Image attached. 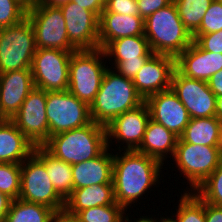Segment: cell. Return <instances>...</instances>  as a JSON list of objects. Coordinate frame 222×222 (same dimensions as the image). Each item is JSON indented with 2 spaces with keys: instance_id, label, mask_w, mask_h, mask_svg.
<instances>
[{
  "instance_id": "1",
  "label": "cell",
  "mask_w": 222,
  "mask_h": 222,
  "mask_svg": "<svg viewBox=\"0 0 222 222\" xmlns=\"http://www.w3.org/2000/svg\"><path fill=\"white\" fill-rule=\"evenodd\" d=\"M113 152L116 153L113 158L112 176L115 202L128 211L134 203H141L139 201L144 198L146 192H151L152 187L161 183L162 179L159 178H162L160 174L163 164L136 150Z\"/></svg>"
},
{
  "instance_id": "2",
  "label": "cell",
  "mask_w": 222,
  "mask_h": 222,
  "mask_svg": "<svg viewBox=\"0 0 222 222\" xmlns=\"http://www.w3.org/2000/svg\"><path fill=\"white\" fill-rule=\"evenodd\" d=\"M144 102L132 79L118 74L112 68H107L100 89L90 105V117L93 122L106 127L117 116Z\"/></svg>"
},
{
  "instance_id": "3",
  "label": "cell",
  "mask_w": 222,
  "mask_h": 222,
  "mask_svg": "<svg viewBox=\"0 0 222 222\" xmlns=\"http://www.w3.org/2000/svg\"><path fill=\"white\" fill-rule=\"evenodd\" d=\"M43 147L70 165L99 156L107 148L106 127L89 124L50 136Z\"/></svg>"
},
{
  "instance_id": "4",
  "label": "cell",
  "mask_w": 222,
  "mask_h": 222,
  "mask_svg": "<svg viewBox=\"0 0 222 222\" xmlns=\"http://www.w3.org/2000/svg\"><path fill=\"white\" fill-rule=\"evenodd\" d=\"M144 35L154 54L176 58L193 42V37L182 23L172 1L144 19Z\"/></svg>"
},
{
  "instance_id": "5",
  "label": "cell",
  "mask_w": 222,
  "mask_h": 222,
  "mask_svg": "<svg viewBox=\"0 0 222 222\" xmlns=\"http://www.w3.org/2000/svg\"><path fill=\"white\" fill-rule=\"evenodd\" d=\"M106 63L107 58L101 48L74 51L69 63L68 91L90 106L109 67Z\"/></svg>"
},
{
  "instance_id": "6",
  "label": "cell",
  "mask_w": 222,
  "mask_h": 222,
  "mask_svg": "<svg viewBox=\"0 0 222 222\" xmlns=\"http://www.w3.org/2000/svg\"><path fill=\"white\" fill-rule=\"evenodd\" d=\"M179 175L183 174L190 188L184 191H195L208 176L219 166L222 159L220 146L196 145L178 138L173 158Z\"/></svg>"
},
{
  "instance_id": "7",
  "label": "cell",
  "mask_w": 222,
  "mask_h": 222,
  "mask_svg": "<svg viewBox=\"0 0 222 222\" xmlns=\"http://www.w3.org/2000/svg\"><path fill=\"white\" fill-rule=\"evenodd\" d=\"M36 50L35 33L28 17L0 29V74L31 69Z\"/></svg>"
},
{
  "instance_id": "8",
  "label": "cell",
  "mask_w": 222,
  "mask_h": 222,
  "mask_svg": "<svg viewBox=\"0 0 222 222\" xmlns=\"http://www.w3.org/2000/svg\"><path fill=\"white\" fill-rule=\"evenodd\" d=\"M19 199L45 205L58 215L65 207V200L56 192L45 165L33 153L21 164Z\"/></svg>"
},
{
  "instance_id": "9",
  "label": "cell",
  "mask_w": 222,
  "mask_h": 222,
  "mask_svg": "<svg viewBox=\"0 0 222 222\" xmlns=\"http://www.w3.org/2000/svg\"><path fill=\"white\" fill-rule=\"evenodd\" d=\"M46 116L49 125V137L83 127L92 121L90 106L68 90L47 92Z\"/></svg>"
},
{
  "instance_id": "10",
  "label": "cell",
  "mask_w": 222,
  "mask_h": 222,
  "mask_svg": "<svg viewBox=\"0 0 222 222\" xmlns=\"http://www.w3.org/2000/svg\"><path fill=\"white\" fill-rule=\"evenodd\" d=\"M27 17L34 29L37 49L77 50L69 42L66 21L60 7L30 5Z\"/></svg>"
},
{
  "instance_id": "11",
  "label": "cell",
  "mask_w": 222,
  "mask_h": 222,
  "mask_svg": "<svg viewBox=\"0 0 222 222\" xmlns=\"http://www.w3.org/2000/svg\"><path fill=\"white\" fill-rule=\"evenodd\" d=\"M74 51L41 48L32 61L34 86L47 92L66 91L69 85V63Z\"/></svg>"
},
{
  "instance_id": "12",
  "label": "cell",
  "mask_w": 222,
  "mask_h": 222,
  "mask_svg": "<svg viewBox=\"0 0 222 222\" xmlns=\"http://www.w3.org/2000/svg\"><path fill=\"white\" fill-rule=\"evenodd\" d=\"M46 96L47 91L34 87L10 119L33 146H43L49 139Z\"/></svg>"
},
{
  "instance_id": "13",
  "label": "cell",
  "mask_w": 222,
  "mask_h": 222,
  "mask_svg": "<svg viewBox=\"0 0 222 222\" xmlns=\"http://www.w3.org/2000/svg\"><path fill=\"white\" fill-rule=\"evenodd\" d=\"M149 119L150 111L146 102L117 116L109 125L106 126L107 147L110 149L113 142H116L120 143L116 145L117 147L119 145V147H115V150L113 148L110 150H137L142 143Z\"/></svg>"
},
{
  "instance_id": "14",
  "label": "cell",
  "mask_w": 222,
  "mask_h": 222,
  "mask_svg": "<svg viewBox=\"0 0 222 222\" xmlns=\"http://www.w3.org/2000/svg\"><path fill=\"white\" fill-rule=\"evenodd\" d=\"M171 89L187 109L190 118L215 117L217 97L206 81L185 77L175 69Z\"/></svg>"
},
{
  "instance_id": "15",
  "label": "cell",
  "mask_w": 222,
  "mask_h": 222,
  "mask_svg": "<svg viewBox=\"0 0 222 222\" xmlns=\"http://www.w3.org/2000/svg\"><path fill=\"white\" fill-rule=\"evenodd\" d=\"M69 42L77 50L99 48V17L72 1L60 6Z\"/></svg>"
},
{
  "instance_id": "16",
  "label": "cell",
  "mask_w": 222,
  "mask_h": 222,
  "mask_svg": "<svg viewBox=\"0 0 222 222\" xmlns=\"http://www.w3.org/2000/svg\"><path fill=\"white\" fill-rule=\"evenodd\" d=\"M175 58L153 54L132 79L137 92L146 100L149 96L171 88Z\"/></svg>"
},
{
  "instance_id": "17",
  "label": "cell",
  "mask_w": 222,
  "mask_h": 222,
  "mask_svg": "<svg viewBox=\"0 0 222 222\" xmlns=\"http://www.w3.org/2000/svg\"><path fill=\"white\" fill-rule=\"evenodd\" d=\"M145 102L150 118L180 137L189 124L190 116L177 95L168 89L149 96Z\"/></svg>"
},
{
  "instance_id": "18",
  "label": "cell",
  "mask_w": 222,
  "mask_h": 222,
  "mask_svg": "<svg viewBox=\"0 0 222 222\" xmlns=\"http://www.w3.org/2000/svg\"><path fill=\"white\" fill-rule=\"evenodd\" d=\"M31 69H20L0 74V113L12 119L34 88Z\"/></svg>"
},
{
  "instance_id": "19",
  "label": "cell",
  "mask_w": 222,
  "mask_h": 222,
  "mask_svg": "<svg viewBox=\"0 0 222 222\" xmlns=\"http://www.w3.org/2000/svg\"><path fill=\"white\" fill-rule=\"evenodd\" d=\"M175 69L185 77L207 82L222 69V54L205 51L193 41L175 58Z\"/></svg>"
},
{
  "instance_id": "20",
  "label": "cell",
  "mask_w": 222,
  "mask_h": 222,
  "mask_svg": "<svg viewBox=\"0 0 222 222\" xmlns=\"http://www.w3.org/2000/svg\"><path fill=\"white\" fill-rule=\"evenodd\" d=\"M109 151L107 147L99 156L71 165L74 189L94 184L113 183L114 154Z\"/></svg>"
},
{
  "instance_id": "21",
  "label": "cell",
  "mask_w": 222,
  "mask_h": 222,
  "mask_svg": "<svg viewBox=\"0 0 222 222\" xmlns=\"http://www.w3.org/2000/svg\"><path fill=\"white\" fill-rule=\"evenodd\" d=\"M144 19L141 16L101 13L99 17V48L111 41L128 36L144 35Z\"/></svg>"
},
{
  "instance_id": "22",
  "label": "cell",
  "mask_w": 222,
  "mask_h": 222,
  "mask_svg": "<svg viewBox=\"0 0 222 222\" xmlns=\"http://www.w3.org/2000/svg\"><path fill=\"white\" fill-rule=\"evenodd\" d=\"M115 203L113 183L94 184L73 189L65 200L63 214L73 217L79 211Z\"/></svg>"
},
{
  "instance_id": "23",
  "label": "cell",
  "mask_w": 222,
  "mask_h": 222,
  "mask_svg": "<svg viewBox=\"0 0 222 222\" xmlns=\"http://www.w3.org/2000/svg\"><path fill=\"white\" fill-rule=\"evenodd\" d=\"M178 138L172 131L150 118L142 143L136 151L153 157L164 165L168 157L173 158Z\"/></svg>"
},
{
  "instance_id": "24",
  "label": "cell",
  "mask_w": 222,
  "mask_h": 222,
  "mask_svg": "<svg viewBox=\"0 0 222 222\" xmlns=\"http://www.w3.org/2000/svg\"><path fill=\"white\" fill-rule=\"evenodd\" d=\"M33 150V144L11 120L0 123V163L22 164Z\"/></svg>"
},
{
  "instance_id": "25",
  "label": "cell",
  "mask_w": 222,
  "mask_h": 222,
  "mask_svg": "<svg viewBox=\"0 0 222 222\" xmlns=\"http://www.w3.org/2000/svg\"><path fill=\"white\" fill-rule=\"evenodd\" d=\"M33 154L45 165L56 192L66 200L74 189L71 165L54 157L43 146H34Z\"/></svg>"
},
{
  "instance_id": "26",
  "label": "cell",
  "mask_w": 222,
  "mask_h": 222,
  "mask_svg": "<svg viewBox=\"0 0 222 222\" xmlns=\"http://www.w3.org/2000/svg\"><path fill=\"white\" fill-rule=\"evenodd\" d=\"M103 50L112 64L109 68H114L121 61H140L151 49L145 35H140L113 40Z\"/></svg>"
},
{
  "instance_id": "27",
  "label": "cell",
  "mask_w": 222,
  "mask_h": 222,
  "mask_svg": "<svg viewBox=\"0 0 222 222\" xmlns=\"http://www.w3.org/2000/svg\"><path fill=\"white\" fill-rule=\"evenodd\" d=\"M222 123L216 117L190 118L180 138L196 145L220 146Z\"/></svg>"
},
{
  "instance_id": "28",
  "label": "cell",
  "mask_w": 222,
  "mask_h": 222,
  "mask_svg": "<svg viewBox=\"0 0 222 222\" xmlns=\"http://www.w3.org/2000/svg\"><path fill=\"white\" fill-rule=\"evenodd\" d=\"M58 214L51 208L24 201L12 200L4 222H56Z\"/></svg>"
},
{
  "instance_id": "29",
  "label": "cell",
  "mask_w": 222,
  "mask_h": 222,
  "mask_svg": "<svg viewBox=\"0 0 222 222\" xmlns=\"http://www.w3.org/2000/svg\"><path fill=\"white\" fill-rule=\"evenodd\" d=\"M185 28L193 35L213 0H173Z\"/></svg>"
},
{
  "instance_id": "30",
  "label": "cell",
  "mask_w": 222,
  "mask_h": 222,
  "mask_svg": "<svg viewBox=\"0 0 222 222\" xmlns=\"http://www.w3.org/2000/svg\"><path fill=\"white\" fill-rule=\"evenodd\" d=\"M118 203L91 207L77 212L72 218L77 222H124L129 216Z\"/></svg>"
},
{
  "instance_id": "31",
  "label": "cell",
  "mask_w": 222,
  "mask_h": 222,
  "mask_svg": "<svg viewBox=\"0 0 222 222\" xmlns=\"http://www.w3.org/2000/svg\"><path fill=\"white\" fill-rule=\"evenodd\" d=\"M175 217L178 222H205L204 201L194 191H183Z\"/></svg>"
},
{
  "instance_id": "32",
  "label": "cell",
  "mask_w": 222,
  "mask_h": 222,
  "mask_svg": "<svg viewBox=\"0 0 222 222\" xmlns=\"http://www.w3.org/2000/svg\"><path fill=\"white\" fill-rule=\"evenodd\" d=\"M194 192L204 202L222 206V159L219 166Z\"/></svg>"
},
{
  "instance_id": "33",
  "label": "cell",
  "mask_w": 222,
  "mask_h": 222,
  "mask_svg": "<svg viewBox=\"0 0 222 222\" xmlns=\"http://www.w3.org/2000/svg\"><path fill=\"white\" fill-rule=\"evenodd\" d=\"M21 179V164L0 163V192L7 194L13 200L19 198Z\"/></svg>"
},
{
  "instance_id": "34",
  "label": "cell",
  "mask_w": 222,
  "mask_h": 222,
  "mask_svg": "<svg viewBox=\"0 0 222 222\" xmlns=\"http://www.w3.org/2000/svg\"><path fill=\"white\" fill-rule=\"evenodd\" d=\"M28 5L22 0H0V29L17 24L27 17Z\"/></svg>"
},
{
  "instance_id": "35",
  "label": "cell",
  "mask_w": 222,
  "mask_h": 222,
  "mask_svg": "<svg viewBox=\"0 0 222 222\" xmlns=\"http://www.w3.org/2000/svg\"><path fill=\"white\" fill-rule=\"evenodd\" d=\"M222 30V2L213 0L207 9L199 29L193 35H203Z\"/></svg>"
},
{
  "instance_id": "36",
  "label": "cell",
  "mask_w": 222,
  "mask_h": 222,
  "mask_svg": "<svg viewBox=\"0 0 222 222\" xmlns=\"http://www.w3.org/2000/svg\"><path fill=\"white\" fill-rule=\"evenodd\" d=\"M102 13L139 16V8L136 0H105V8Z\"/></svg>"
},
{
  "instance_id": "37",
  "label": "cell",
  "mask_w": 222,
  "mask_h": 222,
  "mask_svg": "<svg viewBox=\"0 0 222 222\" xmlns=\"http://www.w3.org/2000/svg\"><path fill=\"white\" fill-rule=\"evenodd\" d=\"M192 37L201 49L222 54V30L210 34L192 35Z\"/></svg>"
},
{
  "instance_id": "38",
  "label": "cell",
  "mask_w": 222,
  "mask_h": 222,
  "mask_svg": "<svg viewBox=\"0 0 222 222\" xmlns=\"http://www.w3.org/2000/svg\"><path fill=\"white\" fill-rule=\"evenodd\" d=\"M153 54L154 52L150 50L140 61H121L113 69H115L118 74L133 79Z\"/></svg>"
},
{
  "instance_id": "39",
  "label": "cell",
  "mask_w": 222,
  "mask_h": 222,
  "mask_svg": "<svg viewBox=\"0 0 222 222\" xmlns=\"http://www.w3.org/2000/svg\"><path fill=\"white\" fill-rule=\"evenodd\" d=\"M139 8V16L146 19L157 10L166 7L173 0H136Z\"/></svg>"
},
{
  "instance_id": "40",
  "label": "cell",
  "mask_w": 222,
  "mask_h": 222,
  "mask_svg": "<svg viewBox=\"0 0 222 222\" xmlns=\"http://www.w3.org/2000/svg\"><path fill=\"white\" fill-rule=\"evenodd\" d=\"M81 7L94 12L100 17L102 11L105 8V0H70Z\"/></svg>"
},
{
  "instance_id": "41",
  "label": "cell",
  "mask_w": 222,
  "mask_h": 222,
  "mask_svg": "<svg viewBox=\"0 0 222 222\" xmlns=\"http://www.w3.org/2000/svg\"><path fill=\"white\" fill-rule=\"evenodd\" d=\"M205 222H222V206L204 202Z\"/></svg>"
},
{
  "instance_id": "42",
  "label": "cell",
  "mask_w": 222,
  "mask_h": 222,
  "mask_svg": "<svg viewBox=\"0 0 222 222\" xmlns=\"http://www.w3.org/2000/svg\"><path fill=\"white\" fill-rule=\"evenodd\" d=\"M207 83L216 97L222 96V69L213 74Z\"/></svg>"
},
{
  "instance_id": "43",
  "label": "cell",
  "mask_w": 222,
  "mask_h": 222,
  "mask_svg": "<svg viewBox=\"0 0 222 222\" xmlns=\"http://www.w3.org/2000/svg\"><path fill=\"white\" fill-rule=\"evenodd\" d=\"M12 200L7 194L0 192V221L4 222Z\"/></svg>"
},
{
  "instance_id": "44",
  "label": "cell",
  "mask_w": 222,
  "mask_h": 222,
  "mask_svg": "<svg viewBox=\"0 0 222 222\" xmlns=\"http://www.w3.org/2000/svg\"><path fill=\"white\" fill-rule=\"evenodd\" d=\"M70 0H37L33 5H48L51 7H60Z\"/></svg>"
},
{
  "instance_id": "45",
  "label": "cell",
  "mask_w": 222,
  "mask_h": 222,
  "mask_svg": "<svg viewBox=\"0 0 222 222\" xmlns=\"http://www.w3.org/2000/svg\"><path fill=\"white\" fill-rule=\"evenodd\" d=\"M162 215L160 214V219H155V217L153 218V215L151 216V217H149V214H148V216L147 215H145V216H143L142 215V217L147 221V222H178L177 221V218L174 216V218H173V216L171 215L170 217L169 216H167V217H161ZM158 220V221H157ZM160 220V221H159Z\"/></svg>"
},
{
  "instance_id": "46",
  "label": "cell",
  "mask_w": 222,
  "mask_h": 222,
  "mask_svg": "<svg viewBox=\"0 0 222 222\" xmlns=\"http://www.w3.org/2000/svg\"><path fill=\"white\" fill-rule=\"evenodd\" d=\"M215 117L222 123V96L216 98Z\"/></svg>"
},
{
  "instance_id": "47",
  "label": "cell",
  "mask_w": 222,
  "mask_h": 222,
  "mask_svg": "<svg viewBox=\"0 0 222 222\" xmlns=\"http://www.w3.org/2000/svg\"><path fill=\"white\" fill-rule=\"evenodd\" d=\"M56 222H77L72 217H69L63 213L59 214Z\"/></svg>"
},
{
  "instance_id": "48",
  "label": "cell",
  "mask_w": 222,
  "mask_h": 222,
  "mask_svg": "<svg viewBox=\"0 0 222 222\" xmlns=\"http://www.w3.org/2000/svg\"><path fill=\"white\" fill-rule=\"evenodd\" d=\"M130 216H128L124 222H147L142 216H140V218H137L132 221V216L129 218ZM131 219V220H130Z\"/></svg>"
},
{
  "instance_id": "49",
  "label": "cell",
  "mask_w": 222,
  "mask_h": 222,
  "mask_svg": "<svg viewBox=\"0 0 222 222\" xmlns=\"http://www.w3.org/2000/svg\"><path fill=\"white\" fill-rule=\"evenodd\" d=\"M24 3H26L28 6L33 5L36 3L37 0H22Z\"/></svg>"
},
{
  "instance_id": "50",
  "label": "cell",
  "mask_w": 222,
  "mask_h": 222,
  "mask_svg": "<svg viewBox=\"0 0 222 222\" xmlns=\"http://www.w3.org/2000/svg\"><path fill=\"white\" fill-rule=\"evenodd\" d=\"M220 150H221V153H222V126H221V142H220Z\"/></svg>"
},
{
  "instance_id": "51",
  "label": "cell",
  "mask_w": 222,
  "mask_h": 222,
  "mask_svg": "<svg viewBox=\"0 0 222 222\" xmlns=\"http://www.w3.org/2000/svg\"><path fill=\"white\" fill-rule=\"evenodd\" d=\"M5 120V118L2 116V114L0 113V123H2Z\"/></svg>"
}]
</instances>
